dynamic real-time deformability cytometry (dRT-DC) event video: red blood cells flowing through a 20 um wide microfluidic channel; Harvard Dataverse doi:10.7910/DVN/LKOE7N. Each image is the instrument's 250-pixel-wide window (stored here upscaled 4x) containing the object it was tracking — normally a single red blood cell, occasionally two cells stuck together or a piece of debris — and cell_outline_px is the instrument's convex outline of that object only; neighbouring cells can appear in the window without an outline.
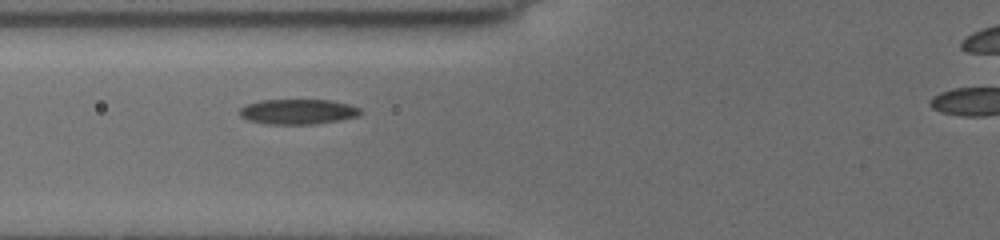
{"species": "common noctule bat (a hibernating species)", "species_latin": "Nyctalus noctula", "temperature_condition": "cold", "stored_images_in_passage": 7, "camera_frame_rate_fps": 3000, "um_per_image_px": 0.085, "animal": {"sex": "female", "body_mass_g": 19.5, "forearm_length_mm": 54.1}, "frame": {"image": 1, "passage_image": 6, "time_ms": 5.0, "image_size_px": [1000, 240], "cell_outline_px": [[360, 116], [340, 120], [316, 124], [268, 124], [248, 120], [240, 116], [240, 108], [244, 104], [260, 100], [328, 100], [348, 104], [360, 108]], "centroid_in_image_um": [25.3, 9.49], "position_along_channel_um": 100.5, "area_um2": 17.74}}
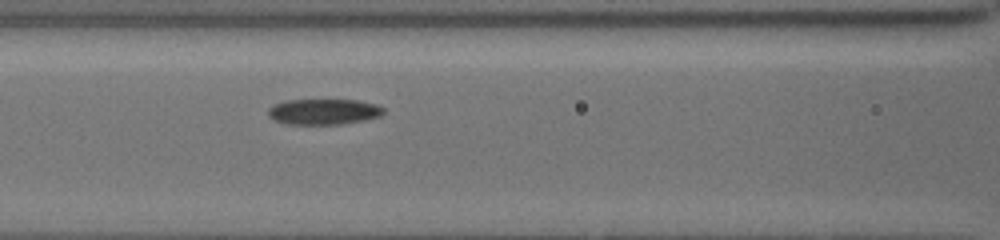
{"frame": {"image": 2, "passage_image": 7, "time_ms": 6.0, "image_size_px": [1000, 240], "cell_outline_px": [[384, 112], [380, 116], [364, 120], [340, 124], [288, 124], [276, 120], [268, 116], [268, 108], [272, 104], [284, 100], [356, 100], [376, 104], [384, 108]], "centroid_in_image_um": [27.49, 9.48], "position_along_channel_um": 139.1, "area_um2": 17.28}}